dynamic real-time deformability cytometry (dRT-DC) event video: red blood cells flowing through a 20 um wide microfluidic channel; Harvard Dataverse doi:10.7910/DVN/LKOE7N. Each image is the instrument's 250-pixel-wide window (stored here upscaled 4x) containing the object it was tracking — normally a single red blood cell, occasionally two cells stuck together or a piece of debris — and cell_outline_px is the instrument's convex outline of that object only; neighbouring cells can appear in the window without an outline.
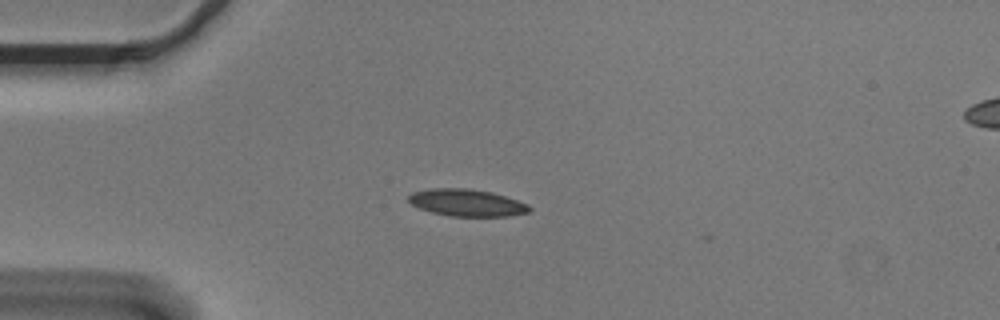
{"species": "Egyptian fruit bat (a non-hibernating species)", "species_latin": "Rousettus aegyptiacus", "temperature_condition": "cold", "stored_images_in_passage": 5, "camera_frame_rate_fps": 3000, "um_per_image_px": 0.085, "animal": {"sex": "male"}, "frame": {"image": 1, "passage_image": 2, "time_ms": 0.333, "image_size_px": [1000, 320], "cell_outline_px": [[532, 208], [528, 212], [508, 216], [452, 216], [432, 212], [420, 208], [412, 204], [408, 200], [408, 196], [412, 192], [432, 188], [468, 188], [492, 192], [528, 204]], "centroid_in_image_um": [39.67, 17.22], "position_along_channel_um": 45.3, "area_um2": 18.9}}